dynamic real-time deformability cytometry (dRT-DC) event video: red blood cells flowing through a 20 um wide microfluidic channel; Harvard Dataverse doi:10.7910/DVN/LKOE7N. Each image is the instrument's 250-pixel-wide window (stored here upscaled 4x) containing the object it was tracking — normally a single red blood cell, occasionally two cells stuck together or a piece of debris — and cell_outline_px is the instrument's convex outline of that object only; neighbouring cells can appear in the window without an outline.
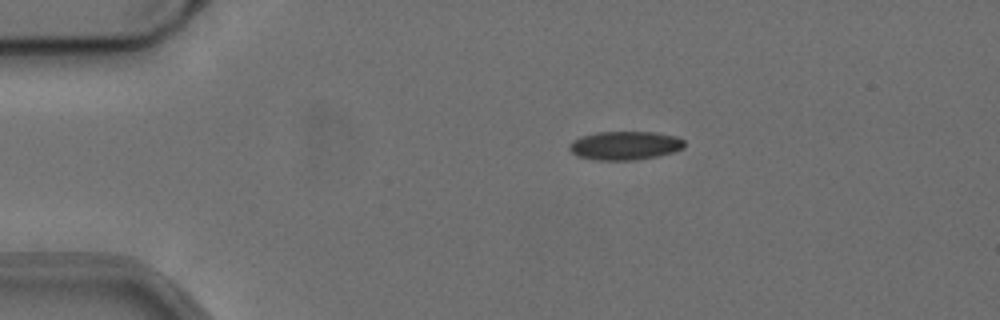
{"species": "common noctule bat (a hibernating species)", "species_latin": "Nyctalus noctula", "temperature_condition": "cold", "stored_images_in_passage": 7, "camera_frame_rate_fps": 3000, "um_per_image_px": 0.085, "animal": {"sex": "female", "body_mass_g": 24.6, "forearm_length_mm": 56.2}, "frame": {"image": 1, "passage_image": 1, "time_ms": 0.0, "image_size_px": [1000, 320], "cell_outline_px": [[684, 148], [672, 152], [656, 156], [636, 160], [600, 160], [576, 156], [568, 148], [568, 144], [572, 140], [580, 136], [596, 132], [656, 132], [676, 136], [684, 140]], "centroid_in_image_um": [53.09, 12.36], "position_along_channel_um": 31.9, "area_um2": 19.31}}